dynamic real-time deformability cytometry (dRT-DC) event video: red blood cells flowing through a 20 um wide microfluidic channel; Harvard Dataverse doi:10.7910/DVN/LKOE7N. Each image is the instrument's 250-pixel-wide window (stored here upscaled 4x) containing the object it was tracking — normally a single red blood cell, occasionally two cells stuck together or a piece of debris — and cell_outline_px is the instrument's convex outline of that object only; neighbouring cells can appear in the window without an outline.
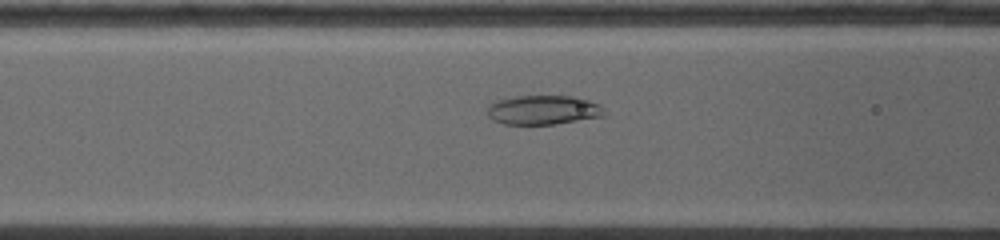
{"species": "common noctule bat (a hibernating species)", "species_latin": "Nyctalus noctula", "temperature_condition": "warm", "stored_images_in_passage": 40, "camera_frame_rate_fps": 5000, "um_per_image_px": 0.085, "animal": {"sex": "female", "body_mass_g": 19.0, "forearm_length_mm": 53.3}, "frame": {"image": 1, "passage_image": 9, "time_ms": 1.6, "image_size_px": [1000, 240], "cell_outline_px": [[608, 112], [604, 116], [556, 124], [504, 124], [492, 120], [488, 116], [488, 104], [496, 100], [516, 96], [576, 96], [600, 104]], "centroid_in_image_um": [46.2, 9.34], "position_along_channel_um": 120.4, "area_um2": 20.23}}
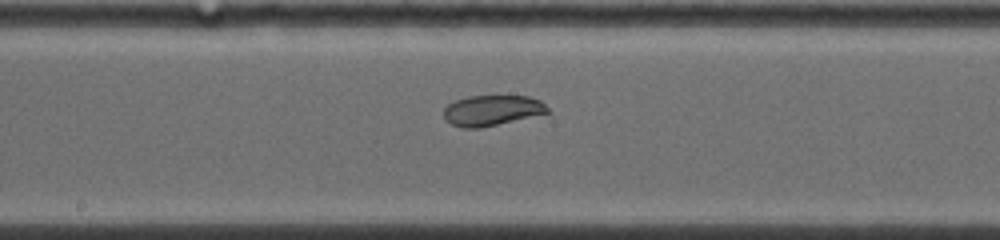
{"frame": {"image": 2, "passage_image": 16, "time_ms": 3.8, "image_size_px": [1000, 240], "cell_outline_px": [[548, 112], [480, 128], [464, 128], [452, 124], [444, 120], [444, 108], [448, 104], [456, 100], [468, 96], [528, 96], [540, 100], [548, 108]], "centroid_in_image_um": [41.76, 9.38], "position_along_channel_um": 206.4, "area_um2": 18.15}}
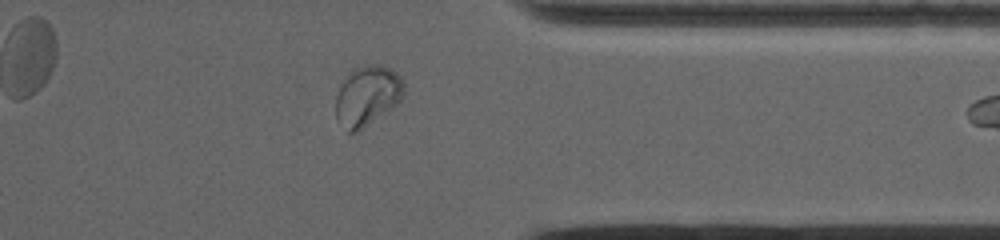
{"frame": {"image": 3, "passage_image": 39, "time_ms": 8.4, "image_size_px": [1000, 240], "cell_outline_px": [[404, 92], [400, 100], [396, 104], [364, 128], [356, 132], [348, 132], [336, 116], [336, 96], [348, 72], [352, 68], [364, 64], [380, 64], [396, 72], [400, 76], [404, 84]], "centroid_in_image_um": [31.22, 8.11], "position_along_channel_um": 380.2, "area_um2": 23.7}}